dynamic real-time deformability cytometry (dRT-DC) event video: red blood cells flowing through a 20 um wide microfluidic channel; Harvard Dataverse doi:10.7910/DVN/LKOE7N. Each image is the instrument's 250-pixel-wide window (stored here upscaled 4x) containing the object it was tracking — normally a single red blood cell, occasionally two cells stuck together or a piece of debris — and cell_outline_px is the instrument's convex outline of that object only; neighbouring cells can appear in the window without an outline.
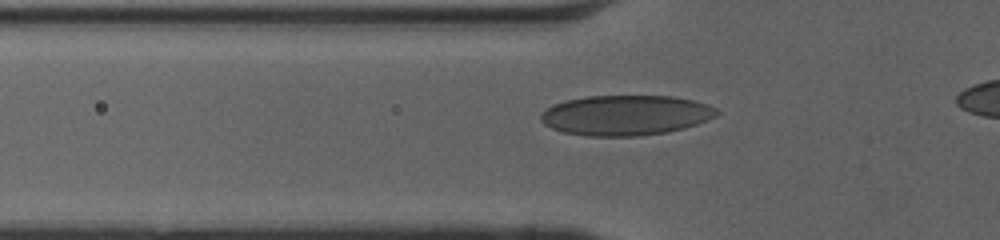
{"species": "human", "species_latin": "Homo sapiens", "temperature_condition": "cold", "stored_images_in_passage": 38, "camera_frame_rate_fps": 3000, "um_per_image_px": 0.085, "donor": {"sex": "female"}, "frame": {"image": 1, "passage_image": 10, "time_ms": 3.0, "image_size_px": [1000, 240], "cell_outline_px": [[720, 112], [716, 116], [708, 120], [684, 128], [668, 132], [636, 136], [588, 136], [564, 132], [552, 128], [544, 124], [540, 120], [540, 116], [548, 108], [556, 104], [568, 100], [588, 96], [672, 96], [692, 100], [708, 104], [716, 108]], "centroid_in_image_um": [53.22, 9.8], "position_along_channel_um": 72.6, "area_um2": 40.98}}
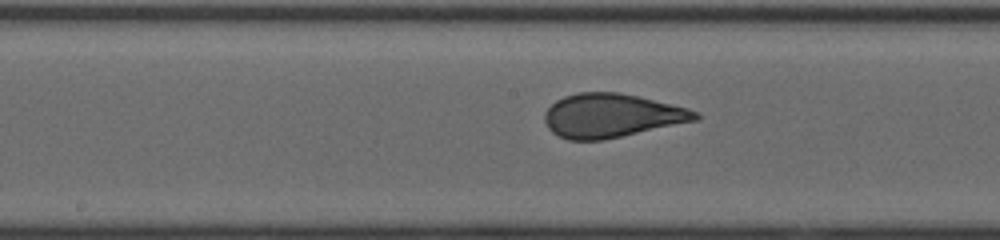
{"frame": {"image": 2, "passage_image": 19, "time_ms": 6.0, "image_size_px": [1000, 240], "cell_outline_px": [[700, 120], [604, 140], [568, 140], [552, 132], [548, 128], [544, 120], [544, 112], [556, 100], [564, 96], [580, 92], [620, 92], [688, 108], [700, 112]], "centroid_in_image_um": [52.0, 9.83], "position_along_channel_um": 196.2, "area_um2": 38.67}}
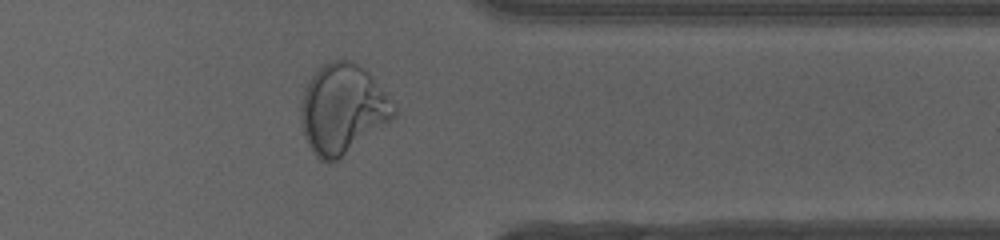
{"frame": {"image": 3, "passage_image": 33, "time_ms": 10.667, "image_size_px": [1000, 240], "cell_outline_px": [[396, 116], [340, 160], [332, 164], [328, 164], [320, 160], [312, 152], [304, 136], [300, 120], [300, 104], [304, 88], [308, 80], [324, 64], [332, 60], [348, 60], [364, 68], [368, 72], [388, 96], [396, 108]], "centroid_in_image_um": [29.09, 9.32], "position_along_channel_um": 382.3, "area_um2": 48.84}, "authors_computed_cell_mechanics": {"area_um2": 39.882, "velocity_mm_per_s": 4.1076, "shape_relaxation_time_tau1_ms": 7.1256, "shape_relaxation_time_tau2_ms": null, "deformation_change_tau1": 0.2197, "deformation_change_tau2": null}}